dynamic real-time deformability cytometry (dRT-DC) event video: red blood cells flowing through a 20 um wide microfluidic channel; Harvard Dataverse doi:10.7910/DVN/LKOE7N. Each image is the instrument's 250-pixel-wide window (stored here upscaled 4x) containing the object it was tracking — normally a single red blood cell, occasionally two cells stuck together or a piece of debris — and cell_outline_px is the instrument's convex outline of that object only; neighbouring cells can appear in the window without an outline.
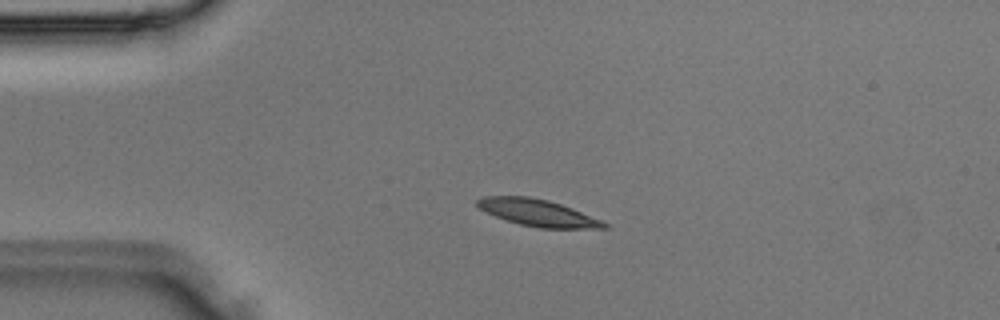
{"species": "Egyptian fruit bat (a non-hibernating species)", "species_latin": "Rousettus aegyptiacus", "temperature_condition": "room temperature", "stored_images_in_passage": 2, "camera_frame_rate_fps": 3000, "um_per_image_px": 0.085, "animal": {"sex": "male"}, "frame": {"image": 1, "passage_image": 2, "time_ms": 0.333, "image_size_px": [1000, 320], "cell_outline_px": [[608, 228], [540, 228], [520, 224], [496, 216], [480, 208], [476, 204], [476, 200], [484, 196], [528, 196], [548, 200], [572, 208], [600, 220], [608, 224]], "centroid_in_image_um": [45.71, 18.08], "position_along_channel_um": 39.3, "area_um2": 19.42}}